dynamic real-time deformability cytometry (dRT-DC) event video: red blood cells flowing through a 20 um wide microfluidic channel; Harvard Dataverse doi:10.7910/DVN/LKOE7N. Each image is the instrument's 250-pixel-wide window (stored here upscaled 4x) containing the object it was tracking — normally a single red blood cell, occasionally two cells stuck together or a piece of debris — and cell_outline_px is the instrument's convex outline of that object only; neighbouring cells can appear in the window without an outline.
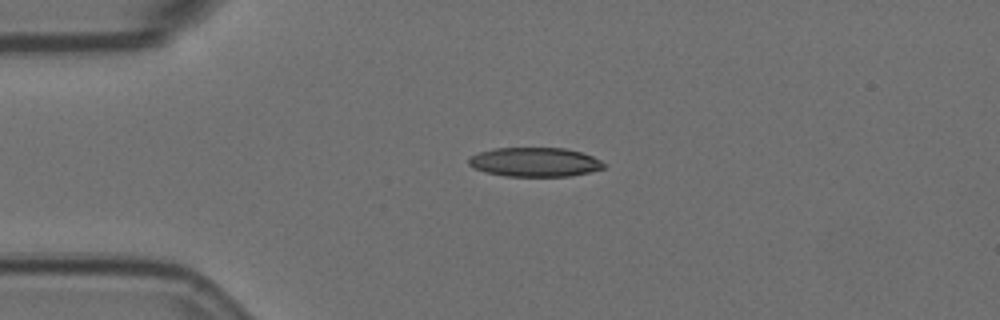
{"species": "Egyptian fruit bat (a non-hibernating species)", "species_latin": "Rousettus aegyptiacus", "temperature_condition": "room temperature", "stored_images_in_passage": 2, "camera_frame_rate_fps": 3000, "um_per_image_px": 0.085, "animal": {"sex": "female"}, "frame": {"image": 1, "passage_image": 1, "time_ms": 0.0, "image_size_px": [1000, 320], "cell_outline_px": [[604, 168], [572, 176], [504, 176], [484, 172], [472, 168], [468, 164], [468, 160], [472, 156], [480, 152], [496, 148], [564, 148], [580, 152], [592, 156], [600, 160], [604, 164]], "centroid_in_image_um": [45.43, 13.78], "position_along_channel_um": 39.6, "area_um2": 22.89}}